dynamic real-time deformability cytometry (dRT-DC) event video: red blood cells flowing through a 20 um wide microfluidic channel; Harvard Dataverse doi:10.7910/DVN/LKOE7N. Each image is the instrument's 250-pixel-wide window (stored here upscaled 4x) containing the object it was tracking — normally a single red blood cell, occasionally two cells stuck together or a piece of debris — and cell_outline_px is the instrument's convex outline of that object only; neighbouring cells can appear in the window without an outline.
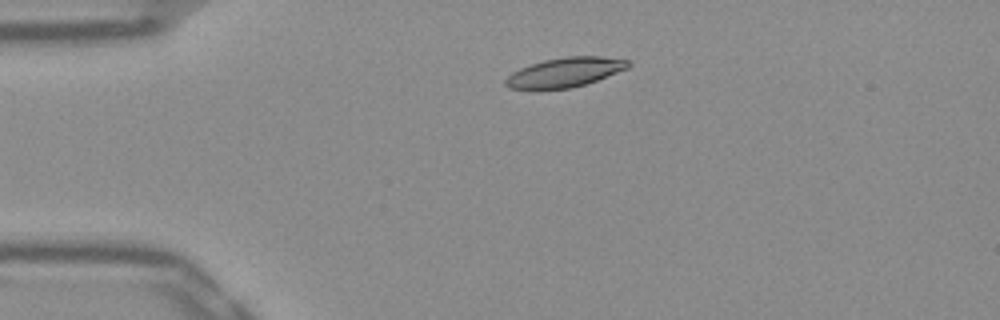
{"species": "Egyptian fruit bat (a non-hibernating species)", "species_latin": "Rousettus aegyptiacus", "temperature_condition": "warm", "stored_images_in_passage": 43, "camera_frame_rate_fps": 3000, "um_per_image_px": 0.085, "frame": {"image": 1, "passage_image": 1, "time_ms": 0.0, "image_size_px": [1000, 320], "cell_outline_px": [[632, 64], [628, 68], [596, 80], [572, 88], [508, 88], [504, 84], [504, 80], [512, 72], [520, 68], [544, 60], [564, 56], [604, 56], [628, 60]], "centroid_in_image_um": [48.04, 6.12], "position_along_channel_um": 37.0, "area_um2": 20.81}}
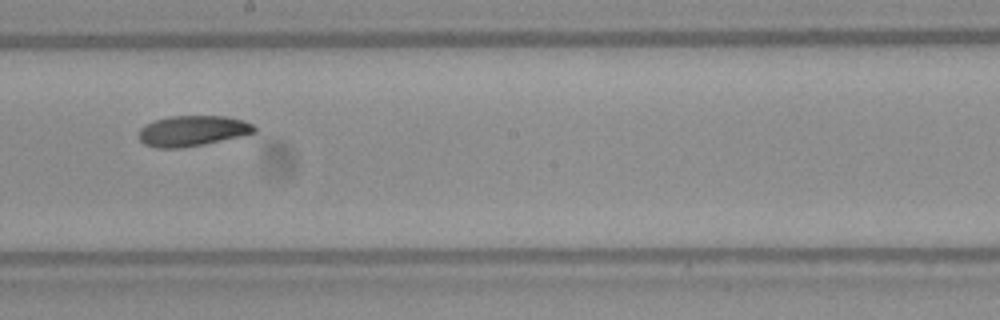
{"frame": {"image": 2, "passage_image": 19, "time_ms": 6.0, "image_size_px": [1000, 320], "cell_outline_px": [[256, 132], [244, 136], [184, 148], [156, 148], [144, 144], [140, 140], [140, 128], [144, 124], [156, 120], [172, 116], [224, 116], [244, 120], [252, 124], [256, 128]], "centroid_in_image_um": [16.39, 11.13], "position_along_channel_um": 231.8, "area_um2": 20.69}}
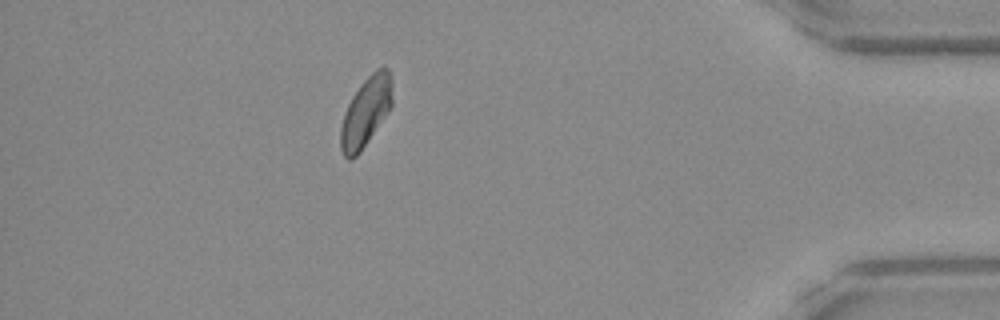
{"frame": {"image": 3, "passage_image": 36, "time_ms": 11.667, "image_size_px": [1000, 320], "cell_outline_px": [[392, 108], [360, 152], [356, 156], [348, 160], [344, 156], [340, 148], [340, 128], [344, 112], [352, 96], [360, 84], [376, 68], [384, 64], [388, 68], [392, 76]], "centroid_in_image_um": [31.12, 9.47], "position_along_channel_um": 404.1, "area_um2": 21.33}, "authors_computed_cell_mechanics": {"area_um2": 20.9814, "velocity_mm_per_s": 3.8475, "shape_relaxation_time_tau1_ms": 6.0561, "shape_relaxation_time_tau2_ms": null, "deformation_change_tau1": 0.1434, "deformation_change_tau2": null}}